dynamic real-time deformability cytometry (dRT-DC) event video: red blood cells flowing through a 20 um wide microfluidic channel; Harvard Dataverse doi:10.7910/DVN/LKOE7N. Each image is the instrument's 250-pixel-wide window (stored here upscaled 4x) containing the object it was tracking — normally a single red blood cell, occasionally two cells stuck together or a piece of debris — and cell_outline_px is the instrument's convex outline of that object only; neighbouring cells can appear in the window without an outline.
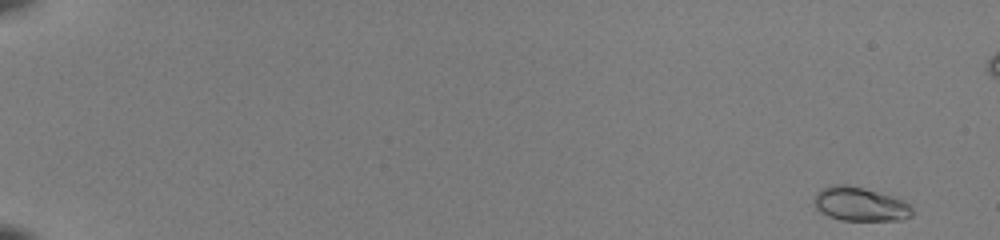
{"species": "common noctule bat (a hibernating species)", "species_latin": "Nyctalus noctula", "temperature_condition": "room temperature", "stored_images_in_passage": 53, "camera_frame_rate_fps": 3000, "um_per_image_px": 0.085, "animal": {"sex": "female", "body_mass_g": 22.0, "forearm_length_mm": 56.7}, "frame": {"image": 1, "passage_image": 1, "time_ms": 0.0, "image_size_px": [1000, 240], "cell_outline_px": [[912, 216], [900, 220], [840, 220], [828, 216], [820, 212], [816, 208], [812, 200], [816, 192], [832, 184], [848, 184], [864, 188], [892, 196], [908, 204], [912, 208]], "centroid_in_image_um": [73.05, 17.35], "position_along_channel_um": 11.9, "area_um2": 19.42}}